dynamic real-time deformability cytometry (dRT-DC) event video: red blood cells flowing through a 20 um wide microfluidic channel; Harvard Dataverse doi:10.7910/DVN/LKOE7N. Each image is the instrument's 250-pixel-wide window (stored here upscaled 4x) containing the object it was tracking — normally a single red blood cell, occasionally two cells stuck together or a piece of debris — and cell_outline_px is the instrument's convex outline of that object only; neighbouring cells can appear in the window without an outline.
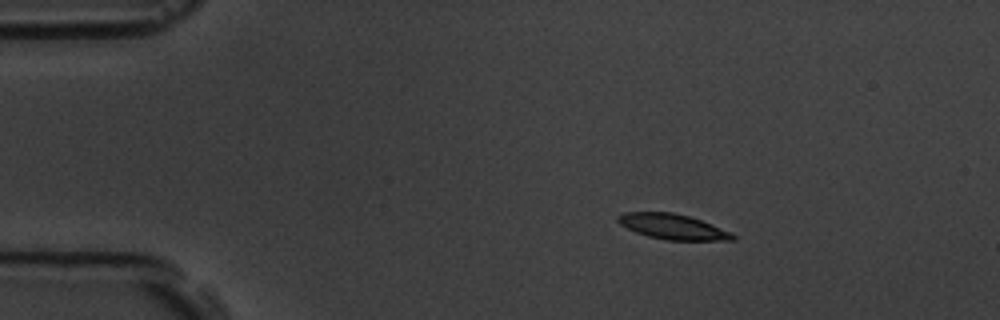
{"species": "common noctule bat (a hibernating species)", "species_latin": "Nyctalus noctula", "temperature_condition": "room temperature", "stored_images_in_passage": 3, "camera_frame_rate_fps": 3000, "um_per_image_px": 0.085, "animal": {"sex": "male", "body_mass_g": 19.5, "forearm_length_mm": 54.6}, "frame": {"image": 1, "passage_image": 1, "time_ms": 0.0, "image_size_px": [1000, 320], "cell_outline_px": [[736, 240], [664, 240], [648, 236], [636, 232], [620, 224], [616, 220], [616, 216], [624, 212], [672, 212], [688, 216], [712, 224], [732, 232], [736, 236]], "centroid_in_image_um": [57.18, 19.27], "position_along_channel_um": 27.8, "area_um2": 16.94}}